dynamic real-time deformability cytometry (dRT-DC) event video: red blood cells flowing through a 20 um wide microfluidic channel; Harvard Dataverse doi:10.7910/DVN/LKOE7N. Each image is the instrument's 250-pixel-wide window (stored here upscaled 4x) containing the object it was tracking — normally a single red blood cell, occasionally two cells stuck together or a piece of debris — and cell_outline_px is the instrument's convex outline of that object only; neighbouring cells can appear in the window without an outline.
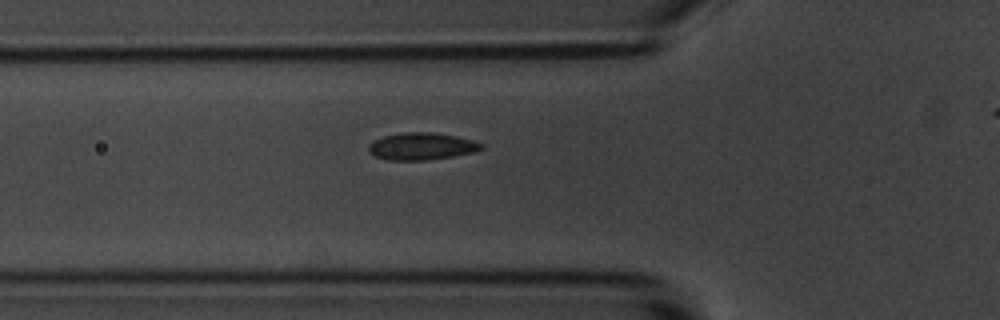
{"species": "common noctule bat (a hibernating species)", "species_latin": "Nyctalus noctula", "temperature_condition": "room temperature", "stored_images_in_passage": 44, "camera_frame_rate_fps": 3000, "um_per_image_px": 0.085, "animal": {"sex": "male", "body_mass_g": 20.1, "forearm_length_mm": 53.5}, "frame": {"image": 1, "passage_image": 13, "time_ms": 4.0, "image_size_px": [1000, 320], "cell_outline_px": [[484, 148], [476, 152], [452, 156], [424, 160], [388, 160], [376, 156], [368, 152], [368, 144], [372, 140], [384, 136], [408, 132], [432, 132], [456, 136], [472, 140], [484, 144]], "centroid_in_image_um": [35.83, 12.43], "position_along_channel_um": 90.0, "area_um2": 17.86}}
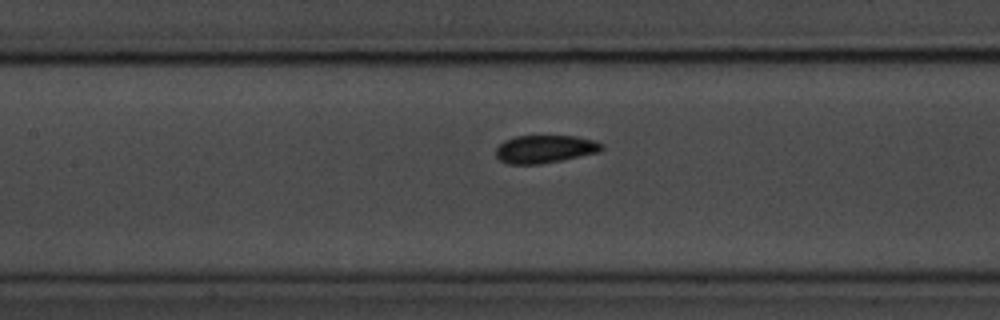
{"frame": {"image": 2, "passage_image": 19, "time_ms": 6.0, "image_size_px": [1000, 320], "cell_outline_px": [[604, 148], [600, 152], [540, 164], [508, 164], [500, 160], [496, 156], [496, 148], [504, 140], [516, 136], [576, 136], [596, 140], [604, 144]], "centroid_in_image_um": [46.34, 12.66], "position_along_channel_um": 161.1, "area_um2": 17.28}}
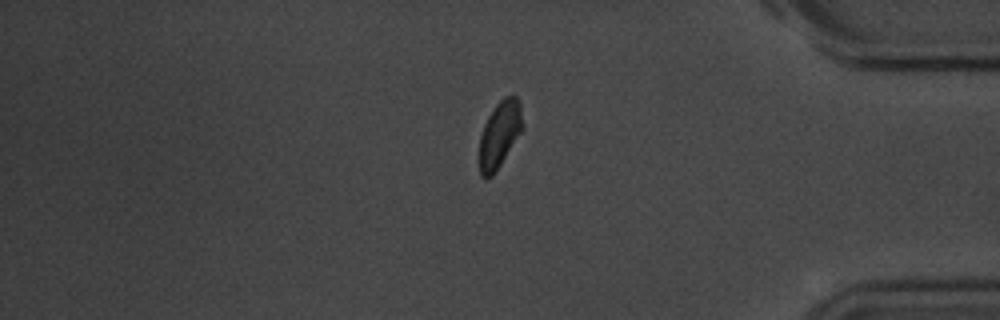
{"frame": {"image": 3, "passage_image": 41, "time_ms": 13.333, "image_size_px": [1000, 320], "cell_outline_px": [[524, 128], [492, 176], [480, 176], [480, 136], [484, 124], [488, 116], [496, 104], [504, 96], [516, 96], [520, 104], [524, 124]], "centroid_in_image_um": [42.49, 11.37], "position_along_channel_um": 392.7, "area_um2": 16.53}, "authors_computed_cell_mechanics": {"area_um2": 17.2822, "velocity_mm_per_s": 3.5188, "shape_relaxation_time_tau1_ms": 5.7294, "shape_relaxation_time_tau2_ms": null, "deformation_change_tau1": 0.0992, "deformation_change_tau2": null}}